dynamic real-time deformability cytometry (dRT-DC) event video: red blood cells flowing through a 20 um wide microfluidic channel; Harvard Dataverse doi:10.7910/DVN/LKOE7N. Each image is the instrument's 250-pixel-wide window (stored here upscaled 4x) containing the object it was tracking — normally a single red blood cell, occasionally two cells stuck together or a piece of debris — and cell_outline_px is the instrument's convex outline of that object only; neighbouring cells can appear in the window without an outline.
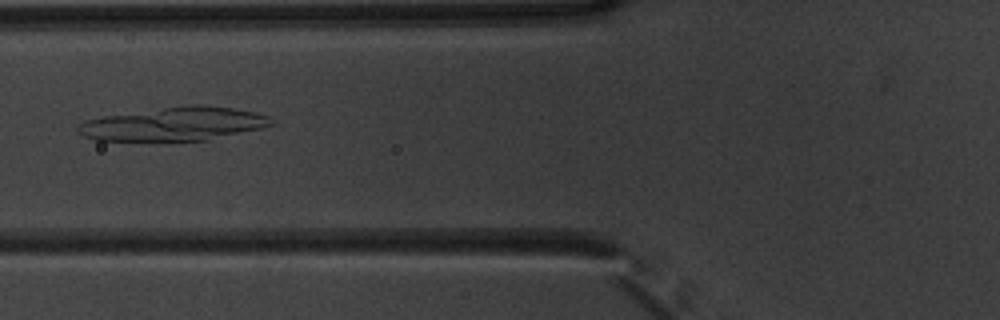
{"species": "common noctule bat (a hibernating species)", "species_latin": "Nyctalus noctula", "temperature_condition": "warm", "stored_images_in_passage": 37, "camera_frame_rate_fps": 3000, "um_per_image_px": 0.085, "animal": {"sex": "male", "body_mass_g": 20.1, "forearm_length_mm": 53.5}, "frame": {"image": 1, "passage_image": 5, "time_ms": 1.333, "image_size_px": [1000, 320], "cell_outline_px": [[276, 124], [260, 128], [208, 140], [96, 140], [84, 136], [76, 132], [76, 124], [84, 120], [104, 116], [184, 104], [204, 104], [232, 108], [252, 112], [268, 116]], "centroid_in_image_um": [14.76, 10.52], "position_along_channel_um": 111.0, "area_um2": 37.74}}
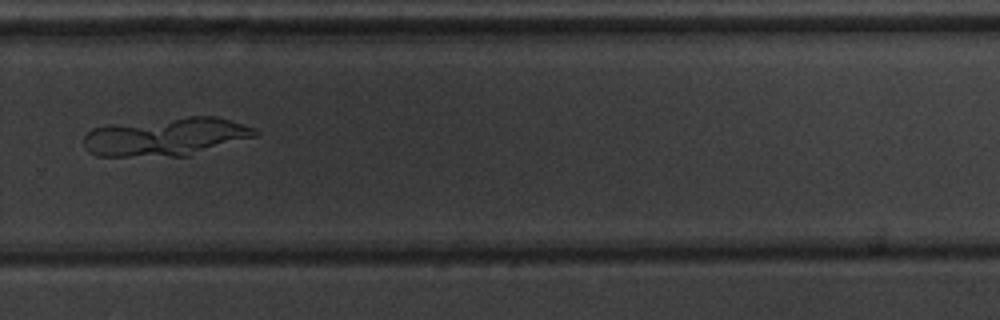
{"frame": {"image": 2, "passage_image": 21, "time_ms": 6.667, "image_size_px": [1000, 320], "cell_outline_px": [[260, 136], [188, 156], [96, 156], [88, 152], [84, 148], [84, 136], [92, 128], [108, 124], [188, 116], [216, 116], [256, 128], [260, 132]], "centroid_in_image_um": [14.14, 11.62], "position_along_channel_um": 315.7, "area_um2": 38.84}}